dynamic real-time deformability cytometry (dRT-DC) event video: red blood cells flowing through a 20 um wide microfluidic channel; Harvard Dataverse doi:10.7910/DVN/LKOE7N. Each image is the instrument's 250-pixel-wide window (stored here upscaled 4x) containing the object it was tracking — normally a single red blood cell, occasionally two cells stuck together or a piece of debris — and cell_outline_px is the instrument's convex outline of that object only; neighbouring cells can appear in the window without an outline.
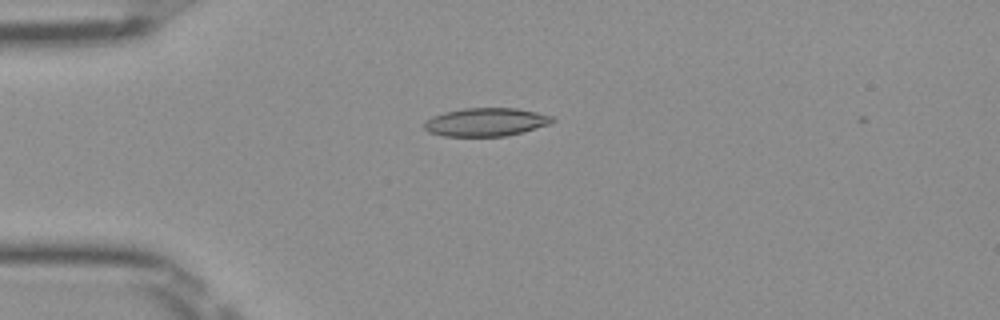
{"species": "Egyptian fruit bat (a non-hibernating species)", "species_latin": "Rousettus aegyptiacus", "temperature_condition": "room temperature", "stored_images_in_passage": 14, "camera_frame_rate_fps": 3000, "um_per_image_px": 0.085, "frame": {"image": 1, "passage_image": 13, "time_ms": 4.0, "image_size_px": [1000, 320], "cell_outline_px": [[556, 120], [548, 124], [524, 132], [508, 136], [444, 136], [428, 132], [424, 128], [424, 124], [432, 116], [444, 112], [464, 108], [516, 108], [536, 112], [552, 116]], "centroid_in_image_um": [41.31, 10.38], "position_along_channel_um": 43.7, "area_um2": 21.1}}